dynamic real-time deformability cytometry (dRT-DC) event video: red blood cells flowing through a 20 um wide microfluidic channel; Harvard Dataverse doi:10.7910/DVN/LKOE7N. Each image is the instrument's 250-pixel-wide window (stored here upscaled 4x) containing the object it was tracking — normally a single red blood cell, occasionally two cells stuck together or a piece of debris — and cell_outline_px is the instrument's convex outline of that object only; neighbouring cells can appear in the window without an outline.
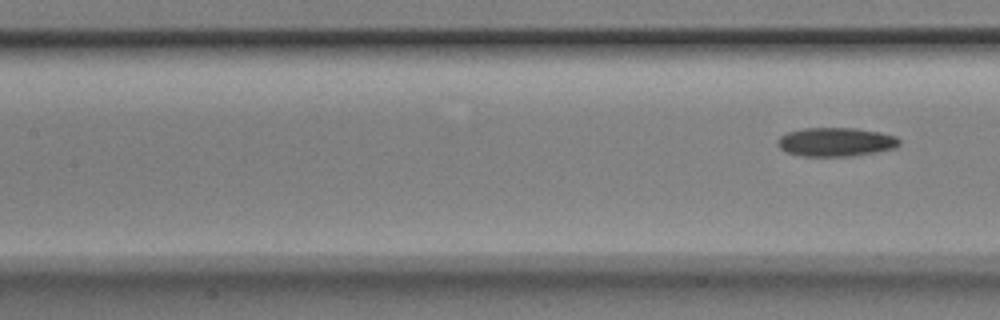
{"species": "Egyptian fruit bat (a non-hibernating species)", "species_latin": "Rousettus aegyptiacus", "temperature_condition": "room temperature", "stored_images_in_passage": 5, "camera_frame_rate_fps": 3000, "um_per_image_px": 0.085, "animal": {"sex": "male"}, "frame": {"image": 1, "passage_image": 5, "time_ms": 1.333, "image_size_px": [1000, 320], "cell_outline_px": [[900, 144], [896, 148], [876, 152], [852, 156], [800, 156], [784, 152], [776, 144], [776, 140], [780, 136], [788, 132], [804, 128], [856, 128], [896, 136], [900, 140]], "centroid_in_image_um": [71.01, 12.07], "position_along_channel_um": 136.4, "area_um2": 20.58}}